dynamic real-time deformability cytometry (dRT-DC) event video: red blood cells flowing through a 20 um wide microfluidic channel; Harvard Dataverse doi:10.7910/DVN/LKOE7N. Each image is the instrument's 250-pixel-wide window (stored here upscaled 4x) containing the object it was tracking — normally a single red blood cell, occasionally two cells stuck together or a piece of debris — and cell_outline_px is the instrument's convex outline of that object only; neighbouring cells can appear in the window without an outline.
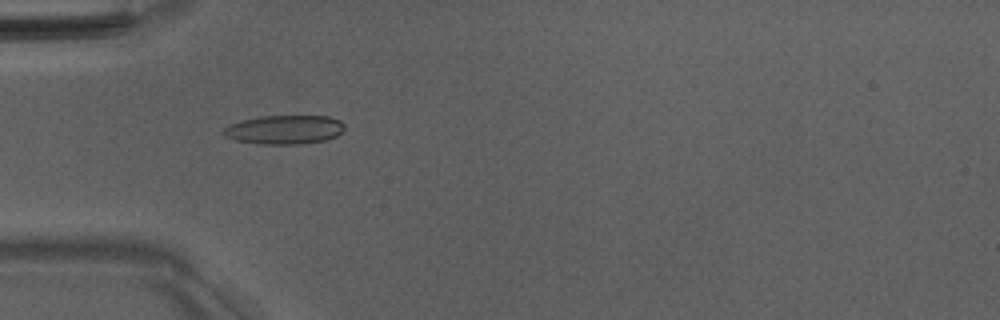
{"species": "Egyptian fruit bat (a non-hibernating species)", "species_latin": "Rousettus aegyptiacus", "temperature_condition": "room temperature", "stored_images_in_passage": 45, "camera_frame_rate_fps": 3000, "um_per_image_px": 0.085, "animal": {"sex": "male"}, "frame": {"image": 1, "passage_image": 10, "time_ms": 3.0, "image_size_px": [1000, 320], "cell_outline_px": [[344, 128], [336, 136], [324, 140], [300, 144], [260, 144], [236, 140], [224, 136], [220, 132], [228, 124], [260, 116], [328, 116], [340, 120], [344, 124]], "centroid_in_image_um": [24.14, 11.02], "position_along_channel_um": 60.9, "area_um2": 20.4}}
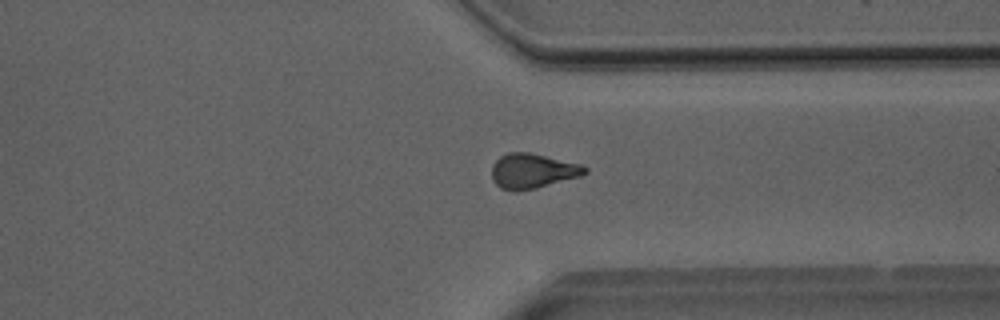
{"frame": {"image": 2, "passage_image": 33, "time_ms": 10.667, "image_size_px": [1000, 320], "cell_outline_px": [[588, 172], [580, 176], [536, 188], [516, 192], [512, 192], [500, 188], [492, 180], [492, 164], [500, 156], [508, 152], [532, 152], [580, 164], [588, 168]], "centroid_in_image_um": [45.24, 14.53], "position_along_channel_um": 366.2, "area_um2": 19.13}}
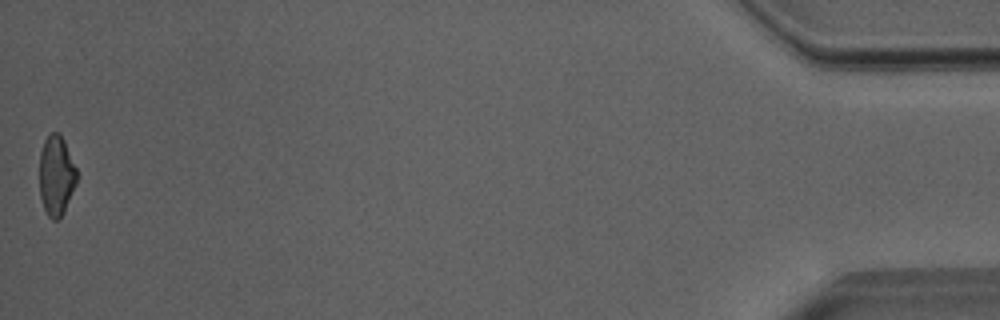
{"frame": {"image": 3, "passage_image": 45, "time_ms": 14.667, "image_size_px": [1000, 320], "cell_outline_px": [[76, 184], [64, 212], [56, 220], [52, 220], [48, 216], [44, 208], [40, 196], [40, 152], [44, 140], [52, 132], [60, 132], [64, 140], [76, 168]], "centroid_in_image_um": [4.78, 14.91], "position_along_channel_um": 430.4, "area_um2": 17.28}, "authors_computed_cell_mechanics": {"area_um2": 18.8428, "velocity_mm_per_s": 4.0307, "shape_relaxation_time_tau1_ms": 9.7016, "shape_relaxation_time_tau2_ms": 3.7254, "deformation_change_tau1": 0.2196, "deformation_change_tau2": 0.1216}}